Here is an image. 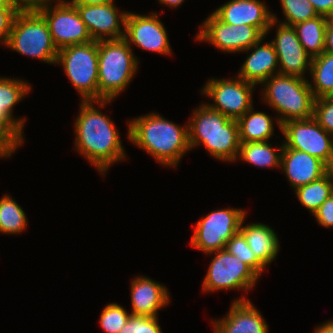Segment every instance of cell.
I'll use <instances>...</instances> for the list:
<instances>
[{"label":"cell","mask_w":333,"mask_h":333,"mask_svg":"<svg viewBox=\"0 0 333 333\" xmlns=\"http://www.w3.org/2000/svg\"><path fill=\"white\" fill-rule=\"evenodd\" d=\"M0 9H18L13 0H0Z\"/></svg>","instance_id":"cell-43"},{"label":"cell","mask_w":333,"mask_h":333,"mask_svg":"<svg viewBox=\"0 0 333 333\" xmlns=\"http://www.w3.org/2000/svg\"><path fill=\"white\" fill-rule=\"evenodd\" d=\"M130 291L132 315L156 317L158 311L167 306L170 301L166 286L148 276L137 275L133 278Z\"/></svg>","instance_id":"cell-20"},{"label":"cell","mask_w":333,"mask_h":333,"mask_svg":"<svg viewBox=\"0 0 333 333\" xmlns=\"http://www.w3.org/2000/svg\"><path fill=\"white\" fill-rule=\"evenodd\" d=\"M313 118L325 131L333 135V96L314 100Z\"/></svg>","instance_id":"cell-35"},{"label":"cell","mask_w":333,"mask_h":333,"mask_svg":"<svg viewBox=\"0 0 333 333\" xmlns=\"http://www.w3.org/2000/svg\"><path fill=\"white\" fill-rule=\"evenodd\" d=\"M280 168L286 174L288 182L294 190L318 180L330 170L319 158L303 151L286 148L284 145Z\"/></svg>","instance_id":"cell-19"},{"label":"cell","mask_w":333,"mask_h":333,"mask_svg":"<svg viewBox=\"0 0 333 333\" xmlns=\"http://www.w3.org/2000/svg\"><path fill=\"white\" fill-rule=\"evenodd\" d=\"M199 29L195 38L197 41L209 42L227 53L243 52L265 36L257 27L227 24L213 13L205 18Z\"/></svg>","instance_id":"cell-12"},{"label":"cell","mask_w":333,"mask_h":333,"mask_svg":"<svg viewBox=\"0 0 333 333\" xmlns=\"http://www.w3.org/2000/svg\"><path fill=\"white\" fill-rule=\"evenodd\" d=\"M188 142L190 150L203 145L213 158L233 162L238 157L241 144L237 120L202 103L190 116Z\"/></svg>","instance_id":"cell-3"},{"label":"cell","mask_w":333,"mask_h":333,"mask_svg":"<svg viewBox=\"0 0 333 333\" xmlns=\"http://www.w3.org/2000/svg\"><path fill=\"white\" fill-rule=\"evenodd\" d=\"M240 142L269 141L274 136L273 119L252 107L237 119Z\"/></svg>","instance_id":"cell-23"},{"label":"cell","mask_w":333,"mask_h":333,"mask_svg":"<svg viewBox=\"0 0 333 333\" xmlns=\"http://www.w3.org/2000/svg\"><path fill=\"white\" fill-rule=\"evenodd\" d=\"M19 9H0V43L7 44L12 24Z\"/></svg>","instance_id":"cell-36"},{"label":"cell","mask_w":333,"mask_h":333,"mask_svg":"<svg viewBox=\"0 0 333 333\" xmlns=\"http://www.w3.org/2000/svg\"><path fill=\"white\" fill-rule=\"evenodd\" d=\"M313 333H333V320H328L322 325L317 326Z\"/></svg>","instance_id":"cell-41"},{"label":"cell","mask_w":333,"mask_h":333,"mask_svg":"<svg viewBox=\"0 0 333 333\" xmlns=\"http://www.w3.org/2000/svg\"><path fill=\"white\" fill-rule=\"evenodd\" d=\"M265 37L243 51L247 53L251 51V54L246 57L238 74H236L239 78L256 86L265 82L272 75L279 73V70H277L279 69L277 53L274 45L271 41L264 43Z\"/></svg>","instance_id":"cell-21"},{"label":"cell","mask_w":333,"mask_h":333,"mask_svg":"<svg viewBox=\"0 0 333 333\" xmlns=\"http://www.w3.org/2000/svg\"><path fill=\"white\" fill-rule=\"evenodd\" d=\"M131 313L117 303H109L101 312L99 322L106 333H119Z\"/></svg>","instance_id":"cell-33"},{"label":"cell","mask_w":333,"mask_h":333,"mask_svg":"<svg viewBox=\"0 0 333 333\" xmlns=\"http://www.w3.org/2000/svg\"><path fill=\"white\" fill-rule=\"evenodd\" d=\"M81 95V101H98V41L59 49L56 63Z\"/></svg>","instance_id":"cell-7"},{"label":"cell","mask_w":333,"mask_h":333,"mask_svg":"<svg viewBox=\"0 0 333 333\" xmlns=\"http://www.w3.org/2000/svg\"><path fill=\"white\" fill-rule=\"evenodd\" d=\"M22 130L4 111H0V158L11 157L24 142Z\"/></svg>","instance_id":"cell-30"},{"label":"cell","mask_w":333,"mask_h":333,"mask_svg":"<svg viewBox=\"0 0 333 333\" xmlns=\"http://www.w3.org/2000/svg\"><path fill=\"white\" fill-rule=\"evenodd\" d=\"M38 12L47 21L58 50L66 46L93 41L78 10L70 0L43 7Z\"/></svg>","instance_id":"cell-13"},{"label":"cell","mask_w":333,"mask_h":333,"mask_svg":"<svg viewBox=\"0 0 333 333\" xmlns=\"http://www.w3.org/2000/svg\"><path fill=\"white\" fill-rule=\"evenodd\" d=\"M23 208L9 195L0 198V232L17 235L26 230L27 218Z\"/></svg>","instance_id":"cell-29"},{"label":"cell","mask_w":333,"mask_h":333,"mask_svg":"<svg viewBox=\"0 0 333 333\" xmlns=\"http://www.w3.org/2000/svg\"><path fill=\"white\" fill-rule=\"evenodd\" d=\"M324 52L333 54V27H330L328 24L325 30Z\"/></svg>","instance_id":"cell-40"},{"label":"cell","mask_w":333,"mask_h":333,"mask_svg":"<svg viewBox=\"0 0 333 333\" xmlns=\"http://www.w3.org/2000/svg\"><path fill=\"white\" fill-rule=\"evenodd\" d=\"M234 299L226 316L213 319L214 333H268V324L250 299Z\"/></svg>","instance_id":"cell-18"},{"label":"cell","mask_w":333,"mask_h":333,"mask_svg":"<svg viewBox=\"0 0 333 333\" xmlns=\"http://www.w3.org/2000/svg\"><path fill=\"white\" fill-rule=\"evenodd\" d=\"M110 102L112 100L81 101L74 125L76 151L104 176L115 162L126 158L115 123L94 105L105 107Z\"/></svg>","instance_id":"cell-1"},{"label":"cell","mask_w":333,"mask_h":333,"mask_svg":"<svg viewBox=\"0 0 333 333\" xmlns=\"http://www.w3.org/2000/svg\"><path fill=\"white\" fill-rule=\"evenodd\" d=\"M307 79L296 76L272 75L261 85L262 101L276 111L277 123L281 125L290 120H305L313 118L314 96Z\"/></svg>","instance_id":"cell-4"},{"label":"cell","mask_w":333,"mask_h":333,"mask_svg":"<svg viewBox=\"0 0 333 333\" xmlns=\"http://www.w3.org/2000/svg\"><path fill=\"white\" fill-rule=\"evenodd\" d=\"M286 148L299 150L319 158L333 169V135L314 119L290 120L281 125Z\"/></svg>","instance_id":"cell-10"},{"label":"cell","mask_w":333,"mask_h":333,"mask_svg":"<svg viewBox=\"0 0 333 333\" xmlns=\"http://www.w3.org/2000/svg\"><path fill=\"white\" fill-rule=\"evenodd\" d=\"M224 249L247 264L259 277H261L262 272L266 267L256 258L241 231L235 233L226 242Z\"/></svg>","instance_id":"cell-31"},{"label":"cell","mask_w":333,"mask_h":333,"mask_svg":"<svg viewBox=\"0 0 333 333\" xmlns=\"http://www.w3.org/2000/svg\"><path fill=\"white\" fill-rule=\"evenodd\" d=\"M245 220L241 223L240 231L256 258L266 267L276 259L280 250L277 233L269 225L259 222L243 226Z\"/></svg>","instance_id":"cell-22"},{"label":"cell","mask_w":333,"mask_h":333,"mask_svg":"<svg viewBox=\"0 0 333 333\" xmlns=\"http://www.w3.org/2000/svg\"><path fill=\"white\" fill-rule=\"evenodd\" d=\"M244 218V209L221 208L211 211L196 223L190 245L205 254L223 250L226 242L240 231Z\"/></svg>","instance_id":"cell-8"},{"label":"cell","mask_w":333,"mask_h":333,"mask_svg":"<svg viewBox=\"0 0 333 333\" xmlns=\"http://www.w3.org/2000/svg\"><path fill=\"white\" fill-rule=\"evenodd\" d=\"M278 23L276 36L271 42L277 53L279 73L306 79L304 75L310 71L312 58L299 42L294 27Z\"/></svg>","instance_id":"cell-16"},{"label":"cell","mask_w":333,"mask_h":333,"mask_svg":"<svg viewBox=\"0 0 333 333\" xmlns=\"http://www.w3.org/2000/svg\"><path fill=\"white\" fill-rule=\"evenodd\" d=\"M6 46L51 65H55L59 51L47 21L38 11H19L16 14Z\"/></svg>","instance_id":"cell-6"},{"label":"cell","mask_w":333,"mask_h":333,"mask_svg":"<svg viewBox=\"0 0 333 333\" xmlns=\"http://www.w3.org/2000/svg\"><path fill=\"white\" fill-rule=\"evenodd\" d=\"M130 120L127 138L152 155L160 165L174 168L190 151L188 123L180 127L155 112Z\"/></svg>","instance_id":"cell-2"},{"label":"cell","mask_w":333,"mask_h":333,"mask_svg":"<svg viewBox=\"0 0 333 333\" xmlns=\"http://www.w3.org/2000/svg\"><path fill=\"white\" fill-rule=\"evenodd\" d=\"M30 85L22 79L0 77V111H4L12 121H16L22 131L26 120L22 117L15 118L13 116V108L25 95L29 94L31 91Z\"/></svg>","instance_id":"cell-28"},{"label":"cell","mask_w":333,"mask_h":333,"mask_svg":"<svg viewBox=\"0 0 333 333\" xmlns=\"http://www.w3.org/2000/svg\"><path fill=\"white\" fill-rule=\"evenodd\" d=\"M158 17L156 12L150 15L128 12L124 39L130 47L136 45L161 55L172 54L167 30Z\"/></svg>","instance_id":"cell-14"},{"label":"cell","mask_w":333,"mask_h":333,"mask_svg":"<svg viewBox=\"0 0 333 333\" xmlns=\"http://www.w3.org/2000/svg\"><path fill=\"white\" fill-rule=\"evenodd\" d=\"M309 72L313 83H308L314 98L333 96V54L323 52L313 57Z\"/></svg>","instance_id":"cell-26"},{"label":"cell","mask_w":333,"mask_h":333,"mask_svg":"<svg viewBox=\"0 0 333 333\" xmlns=\"http://www.w3.org/2000/svg\"><path fill=\"white\" fill-rule=\"evenodd\" d=\"M280 4L285 20L279 22L286 25L294 26L318 16L309 0H280Z\"/></svg>","instance_id":"cell-32"},{"label":"cell","mask_w":333,"mask_h":333,"mask_svg":"<svg viewBox=\"0 0 333 333\" xmlns=\"http://www.w3.org/2000/svg\"><path fill=\"white\" fill-rule=\"evenodd\" d=\"M17 6L19 11H38L43 7H47L52 5V1L55 0H13ZM63 0H56L55 3L61 2Z\"/></svg>","instance_id":"cell-38"},{"label":"cell","mask_w":333,"mask_h":333,"mask_svg":"<svg viewBox=\"0 0 333 333\" xmlns=\"http://www.w3.org/2000/svg\"><path fill=\"white\" fill-rule=\"evenodd\" d=\"M317 223L326 228H333V194L313 214Z\"/></svg>","instance_id":"cell-37"},{"label":"cell","mask_w":333,"mask_h":333,"mask_svg":"<svg viewBox=\"0 0 333 333\" xmlns=\"http://www.w3.org/2000/svg\"><path fill=\"white\" fill-rule=\"evenodd\" d=\"M139 59L122 38L98 41V101L119 96L136 75Z\"/></svg>","instance_id":"cell-5"},{"label":"cell","mask_w":333,"mask_h":333,"mask_svg":"<svg viewBox=\"0 0 333 333\" xmlns=\"http://www.w3.org/2000/svg\"><path fill=\"white\" fill-rule=\"evenodd\" d=\"M72 3L86 4V5H100L109 2H113L115 0H70Z\"/></svg>","instance_id":"cell-42"},{"label":"cell","mask_w":333,"mask_h":333,"mask_svg":"<svg viewBox=\"0 0 333 333\" xmlns=\"http://www.w3.org/2000/svg\"><path fill=\"white\" fill-rule=\"evenodd\" d=\"M160 4H164L165 6H170L171 8L179 7L185 0H158Z\"/></svg>","instance_id":"cell-44"},{"label":"cell","mask_w":333,"mask_h":333,"mask_svg":"<svg viewBox=\"0 0 333 333\" xmlns=\"http://www.w3.org/2000/svg\"><path fill=\"white\" fill-rule=\"evenodd\" d=\"M296 197L303 207L311 214L333 194V169H330L324 176L309 184L302 185L294 190Z\"/></svg>","instance_id":"cell-27"},{"label":"cell","mask_w":333,"mask_h":333,"mask_svg":"<svg viewBox=\"0 0 333 333\" xmlns=\"http://www.w3.org/2000/svg\"><path fill=\"white\" fill-rule=\"evenodd\" d=\"M268 141L241 142L237 159L261 168H278L281 163L283 145L278 149ZM277 150V151H276Z\"/></svg>","instance_id":"cell-24"},{"label":"cell","mask_w":333,"mask_h":333,"mask_svg":"<svg viewBox=\"0 0 333 333\" xmlns=\"http://www.w3.org/2000/svg\"><path fill=\"white\" fill-rule=\"evenodd\" d=\"M212 258L202 283L204 292L244 290L255 287L260 278L247 264L225 249L210 253Z\"/></svg>","instance_id":"cell-9"},{"label":"cell","mask_w":333,"mask_h":333,"mask_svg":"<svg viewBox=\"0 0 333 333\" xmlns=\"http://www.w3.org/2000/svg\"><path fill=\"white\" fill-rule=\"evenodd\" d=\"M119 333H162L158 316L130 315Z\"/></svg>","instance_id":"cell-34"},{"label":"cell","mask_w":333,"mask_h":333,"mask_svg":"<svg viewBox=\"0 0 333 333\" xmlns=\"http://www.w3.org/2000/svg\"><path fill=\"white\" fill-rule=\"evenodd\" d=\"M327 24L333 27V11L326 16Z\"/></svg>","instance_id":"cell-45"},{"label":"cell","mask_w":333,"mask_h":333,"mask_svg":"<svg viewBox=\"0 0 333 333\" xmlns=\"http://www.w3.org/2000/svg\"><path fill=\"white\" fill-rule=\"evenodd\" d=\"M293 27L296 30L299 42L311 58L324 52L325 30L327 27L325 16L318 15L315 18L297 23Z\"/></svg>","instance_id":"cell-25"},{"label":"cell","mask_w":333,"mask_h":333,"mask_svg":"<svg viewBox=\"0 0 333 333\" xmlns=\"http://www.w3.org/2000/svg\"><path fill=\"white\" fill-rule=\"evenodd\" d=\"M255 87L238 76L233 79L211 78L201 93L212 99V104L206 103L210 108L237 120L254 106L252 93Z\"/></svg>","instance_id":"cell-11"},{"label":"cell","mask_w":333,"mask_h":333,"mask_svg":"<svg viewBox=\"0 0 333 333\" xmlns=\"http://www.w3.org/2000/svg\"><path fill=\"white\" fill-rule=\"evenodd\" d=\"M220 21L257 27L265 36L278 24V18L261 0H229L212 12Z\"/></svg>","instance_id":"cell-17"},{"label":"cell","mask_w":333,"mask_h":333,"mask_svg":"<svg viewBox=\"0 0 333 333\" xmlns=\"http://www.w3.org/2000/svg\"><path fill=\"white\" fill-rule=\"evenodd\" d=\"M73 4L93 41L124 38L128 12H118L114 1L100 5Z\"/></svg>","instance_id":"cell-15"},{"label":"cell","mask_w":333,"mask_h":333,"mask_svg":"<svg viewBox=\"0 0 333 333\" xmlns=\"http://www.w3.org/2000/svg\"><path fill=\"white\" fill-rule=\"evenodd\" d=\"M318 15L327 16L330 12L333 11V0H309Z\"/></svg>","instance_id":"cell-39"}]
</instances>
